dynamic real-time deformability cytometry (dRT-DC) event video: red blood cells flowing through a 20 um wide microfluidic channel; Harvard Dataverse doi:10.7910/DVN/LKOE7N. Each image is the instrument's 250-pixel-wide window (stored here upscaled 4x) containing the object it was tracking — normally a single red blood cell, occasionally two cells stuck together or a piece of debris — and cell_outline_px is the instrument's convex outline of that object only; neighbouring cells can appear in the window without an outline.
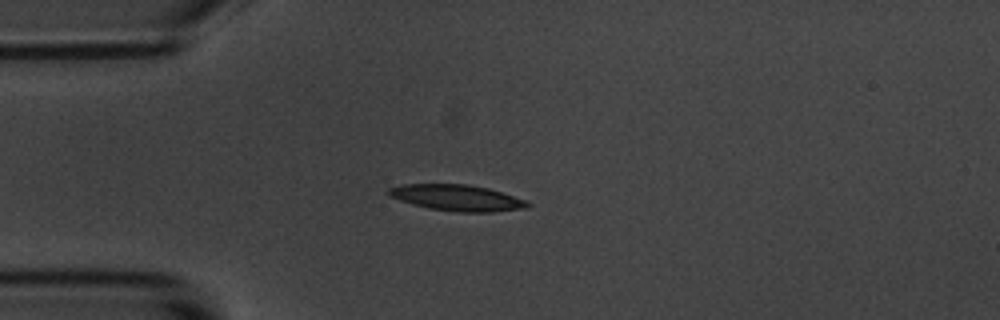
{"species": "common noctule bat (a hibernating species)", "species_latin": "Nyctalus noctula", "temperature_condition": "room temperature", "stored_images_in_passage": 2, "camera_frame_rate_fps": 3000, "um_per_image_px": 0.085, "animal": {"sex": "male", "body_mass_g": 20.1, "forearm_length_mm": 53.5}, "frame": {"image": 1, "passage_image": 1, "time_ms": 0.0, "image_size_px": [1000, 320], "cell_outline_px": [[532, 204], [528, 208], [492, 212], [456, 212], [432, 208], [412, 204], [388, 196], [388, 188], [404, 184], [468, 184], [488, 188], [528, 200]], "centroid_in_image_um": [38.9, 16.81], "position_along_channel_um": 46.1, "area_um2": 21.21}}